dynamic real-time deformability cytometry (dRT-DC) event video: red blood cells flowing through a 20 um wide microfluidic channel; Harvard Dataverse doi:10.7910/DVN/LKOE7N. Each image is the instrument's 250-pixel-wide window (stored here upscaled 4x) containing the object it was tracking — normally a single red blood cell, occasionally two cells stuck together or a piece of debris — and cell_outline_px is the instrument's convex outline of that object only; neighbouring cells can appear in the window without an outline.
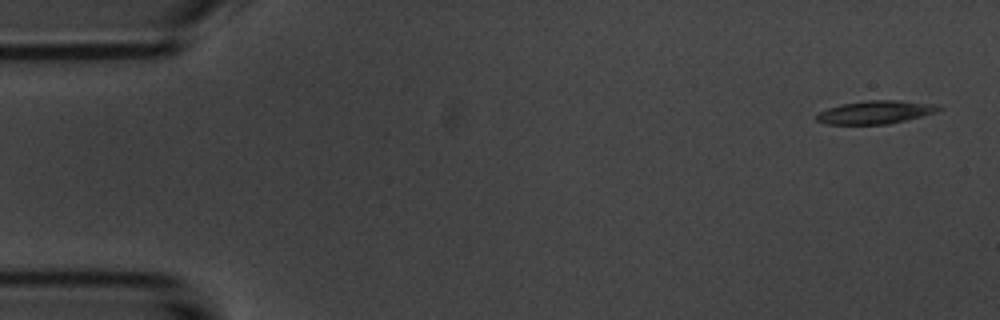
{"species": "common noctule bat (a hibernating species)", "species_latin": "Nyctalus noctula", "temperature_condition": "room temperature", "stored_images_in_passage": 4, "camera_frame_rate_fps": 3000, "um_per_image_px": 0.085, "animal": {"sex": "male", "body_mass_g": 20.1, "forearm_length_mm": 53.5}, "frame": {"image": 1, "passage_image": 1, "time_ms": 0.0, "image_size_px": [1000, 320], "cell_outline_px": [[944, 108], [936, 112], [888, 124], [828, 124], [816, 120], [816, 116], [820, 112], [828, 108], [840, 104], [864, 100], [900, 100], [940, 104]], "centroid_in_image_um": [74.46, 9.52], "position_along_channel_um": 10.5, "area_um2": 16.53}}